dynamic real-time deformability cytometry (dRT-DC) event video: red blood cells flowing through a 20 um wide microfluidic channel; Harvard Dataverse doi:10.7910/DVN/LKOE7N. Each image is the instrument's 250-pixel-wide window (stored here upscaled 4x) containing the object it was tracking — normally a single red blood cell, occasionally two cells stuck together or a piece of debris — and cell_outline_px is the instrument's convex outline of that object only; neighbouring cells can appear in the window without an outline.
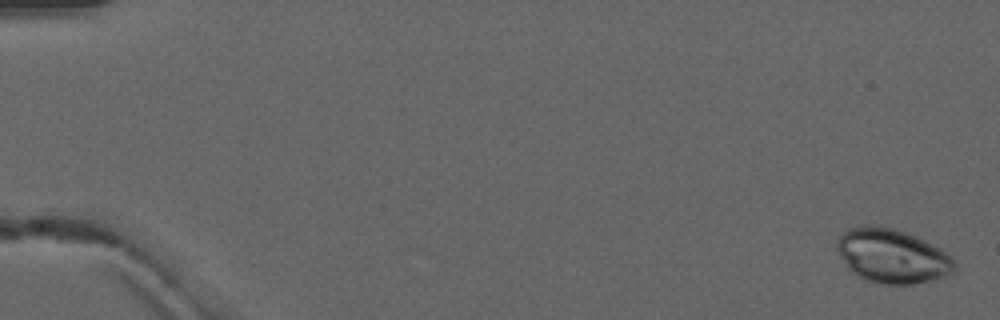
{"species": "common noctule bat (a hibernating species)", "species_latin": "Nyctalus noctula", "temperature_condition": "warm", "stored_images_in_passage": 6, "camera_frame_rate_fps": 3000, "um_per_image_px": 0.085, "animal": {"sex": "male", "forearm_length_mm": 52.5}, "frame": {"image": 1, "passage_image": 1, "time_ms": 0.0, "image_size_px": [1000, 320], "cell_outline_px": [[956, 272], [948, 276], [912, 284], [884, 284], [868, 280], [852, 272], [848, 268], [840, 256], [836, 248], [836, 240], [848, 228], [860, 224], [872, 224], [892, 228], [904, 232], [940, 248], [952, 256], [956, 260]], "centroid_in_image_um": [75.84, 21.75], "position_along_channel_um": 9.2, "area_um2": 37.22}}